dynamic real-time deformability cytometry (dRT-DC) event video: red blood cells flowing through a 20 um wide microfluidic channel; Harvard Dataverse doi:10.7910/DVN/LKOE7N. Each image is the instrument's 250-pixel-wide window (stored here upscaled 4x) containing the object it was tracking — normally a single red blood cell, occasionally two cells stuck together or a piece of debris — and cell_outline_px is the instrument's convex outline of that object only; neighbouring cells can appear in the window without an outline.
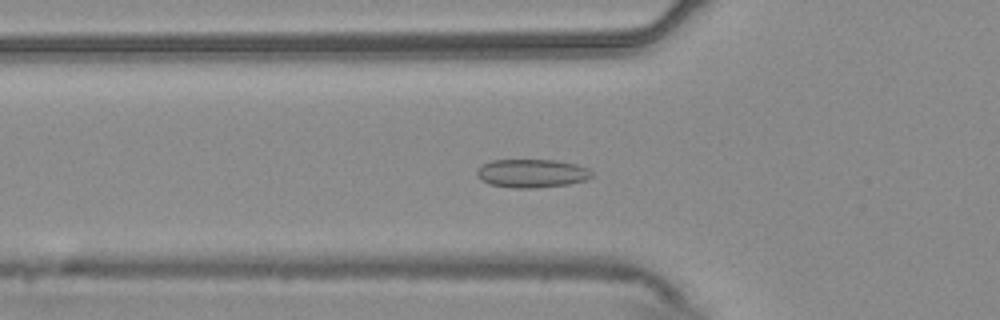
{"species": "common noctule bat (a hibernating species)", "species_latin": "Nyctalus noctula", "temperature_condition": "warm", "stored_images_in_passage": 52, "camera_frame_rate_fps": 3000, "um_per_image_px": 0.085, "animal": {"sex": "male", "body_mass_g": 20.4}, "frame": {"image": 1, "passage_image": 15, "time_ms": 4.667, "image_size_px": [1000, 320], "cell_outline_px": [[592, 176], [588, 180], [568, 184], [536, 188], [512, 188], [488, 184], [480, 180], [476, 176], [476, 172], [484, 164], [492, 160], [556, 160], [576, 164], [588, 168], [592, 172]], "centroid_in_image_um": [45.21, 14.74], "position_along_channel_um": 80.6, "area_um2": 19.19}}
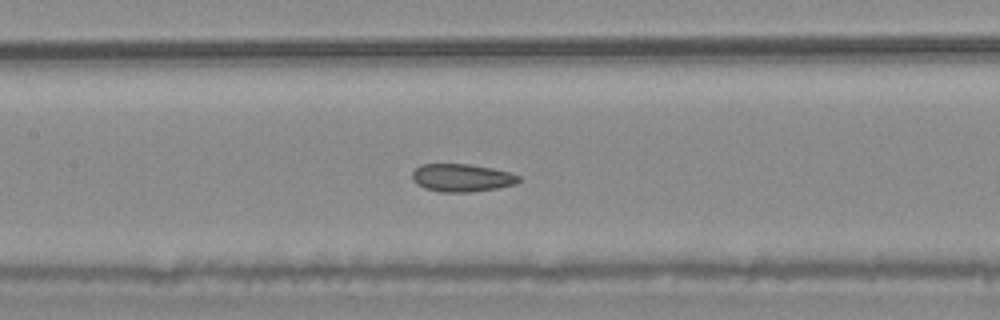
{"frame": {"image": 2, "passage_image": 22, "time_ms": 7.0, "image_size_px": [1000, 320], "cell_outline_px": [[520, 180], [516, 184], [496, 188], [468, 192], [440, 192], [424, 188], [416, 184], [412, 180], [412, 172], [420, 164], [468, 164], [492, 168], [508, 172], [520, 176]], "centroid_in_image_um": [39.22, 15.11], "position_along_channel_um": 168.2, "area_um2": 17.28}}
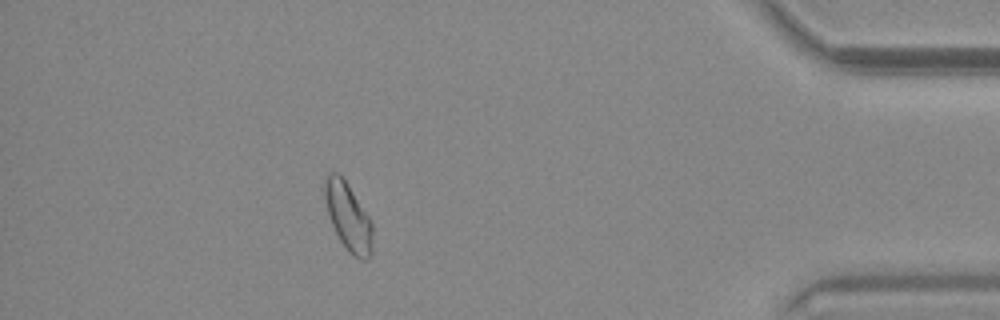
{"frame": {"image": 3, "passage_image": 45, "time_ms": 14.667, "image_size_px": [1000, 320], "cell_outline_px": [[372, 252], [364, 260], [348, 252], [340, 240], [328, 216], [324, 196], [324, 176], [328, 172], [340, 172], [372, 220]], "centroid_in_image_um": [29.58, 18.35], "position_along_channel_um": 405.6, "area_um2": 19.07}, "authors_computed_cell_mechanics": {"area_um2": 18.207, "velocity_mm_per_s": 3.7195, "shape_relaxation_time_tau1_ms": null, "shape_relaxation_time_tau2_ms": 2.7812, "deformation_change_tau1": null, "deformation_change_tau2": 0.0732}}